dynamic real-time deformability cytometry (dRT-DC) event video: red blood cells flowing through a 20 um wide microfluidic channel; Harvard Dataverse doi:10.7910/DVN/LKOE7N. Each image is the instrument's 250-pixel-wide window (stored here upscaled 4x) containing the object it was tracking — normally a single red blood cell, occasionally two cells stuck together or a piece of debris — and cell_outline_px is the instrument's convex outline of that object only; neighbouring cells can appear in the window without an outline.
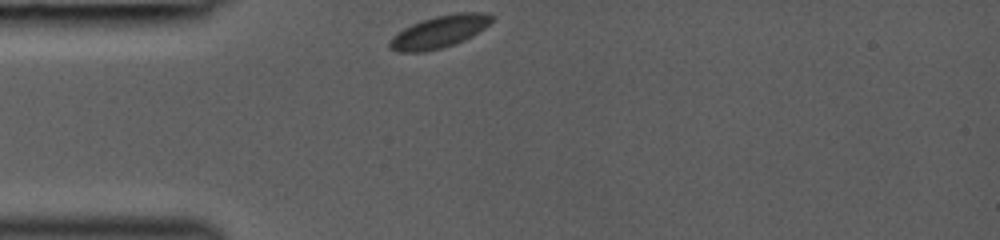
{"species": "common noctule bat (a hibernating species)", "species_latin": "Nyctalus noctula", "temperature_condition": "room temperature", "stored_images_in_passage": 5, "camera_frame_rate_fps": 3000, "um_per_image_px": 0.085, "animal": {"sex": "female", "body_mass_g": 19.0, "forearm_length_mm": 53.3}, "frame": {"image": 1, "passage_image": 1, "time_ms": 0.0, "image_size_px": [1000, 240], "cell_outline_px": [[492, 20], [484, 28], [472, 36], [464, 40], [440, 48], [424, 52], [396, 52], [388, 44], [392, 36], [404, 28], [412, 24], [436, 16], [456, 12], [480, 12], [492, 16]], "centroid_in_image_um": [37.32, 2.7], "position_along_channel_um": 47.7, "area_um2": 18.84}}
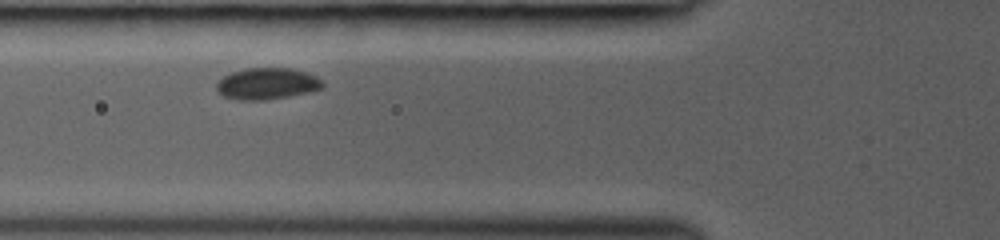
{"frame": {"image": 2, "passage_image": 3, "time_ms": 1.667, "image_size_px": [1000, 240], "cell_outline_px": [[324, 88], [308, 92], [288, 96], [264, 100], [236, 100], [224, 96], [216, 88], [216, 84], [224, 76], [232, 72], [248, 68], [288, 68], [304, 72], [316, 76], [324, 84]], "centroid_in_image_um": [22.7, 7.12], "position_along_channel_um": 103.1, "area_um2": 19.25}}
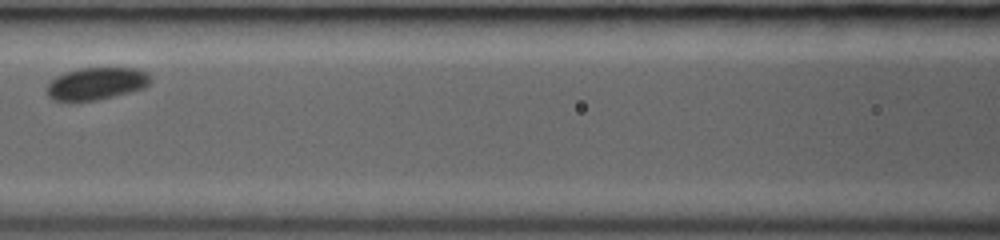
{"frame": {"image": 3, "passage_image": 5, "time_ms": 3.0, "image_size_px": [1000, 240], "cell_outline_px": [[152, 80], [144, 88], [96, 100], [72, 104], [68, 104], [52, 100], [48, 96], [48, 84], [56, 76], [80, 68], [136, 68], [144, 72]], "centroid_in_image_um": [8.12, 7.15], "position_along_channel_um": 158.5, "area_um2": 19.71}}